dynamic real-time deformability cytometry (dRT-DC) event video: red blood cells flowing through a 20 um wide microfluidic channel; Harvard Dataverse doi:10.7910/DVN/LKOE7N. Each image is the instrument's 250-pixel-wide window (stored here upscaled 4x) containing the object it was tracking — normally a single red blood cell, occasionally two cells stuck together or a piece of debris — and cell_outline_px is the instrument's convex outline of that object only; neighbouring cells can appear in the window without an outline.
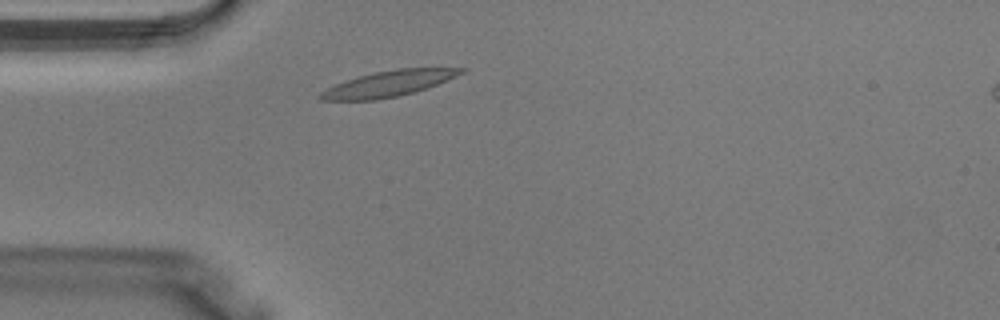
{"species": "Egyptian fruit bat (a non-hibernating species)", "species_latin": "Rousettus aegyptiacus", "temperature_condition": "warm", "stored_images_in_passage": 33, "camera_frame_rate_fps": 3000, "um_per_image_px": 0.085, "animal": {"sex": "male"}, "frame": {"image": 1, "passage_image": 4, "time_ms": 1.0, "image_size_px": [1000, 320], "cell_outline_px": [[468, 68], [464, 72], [456, 76], [428, 88], [396, 96], [376, 100], [320, 100], [316, 96], [320, 92], [336, 84], [360, 76], [376, 72], [396, 68]], "centroid_in_image_um": [33.03, 7.11], "position_along_channel_um": 52.0, "area_um2": 20.81}}
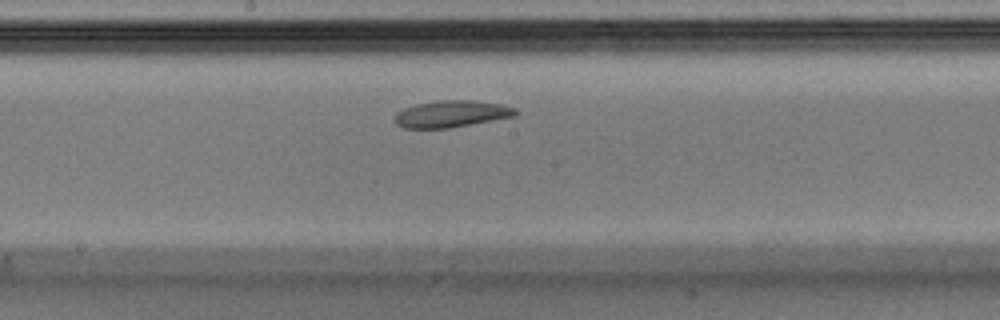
{"frame": {"image": 2, "passage_image": 14, "time_ms": 4.333, "image_size_px": [1000, 320], "cell_outline_px": [[520, 112], [516, 116], [448, 128], [404, 128], [396, 124], [392, 120], [396, 112], [404, 108], [416, 104], [440, 100], [472, 100], [504, 104], [516, 108]], "centroid_in_image_um": [38.38, 9.67], "position_along_channel_um": 209.8, "area_um2": 19.07}}
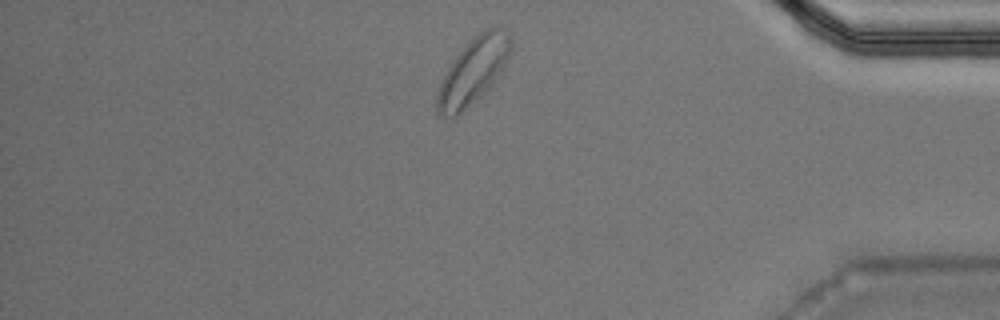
{"frame": {"image": 3, "passage_image": 27, "time_ms": 8.667, "image_size_px": [1000, 320], "cell_outline_px": [[512, 48], [508, 60], [500, 72], [488, 88], [476, 100], [456, 116], [440, 116], [436, 112], [436, 92], [448, 68], [456, 56], [484, 28], [500, 28], [508, 32], [512, 40]], "centroid_in_image_um": [40.22, 6.05], "position_along_channel_um": 395.0, "area_um2": 27.74}}